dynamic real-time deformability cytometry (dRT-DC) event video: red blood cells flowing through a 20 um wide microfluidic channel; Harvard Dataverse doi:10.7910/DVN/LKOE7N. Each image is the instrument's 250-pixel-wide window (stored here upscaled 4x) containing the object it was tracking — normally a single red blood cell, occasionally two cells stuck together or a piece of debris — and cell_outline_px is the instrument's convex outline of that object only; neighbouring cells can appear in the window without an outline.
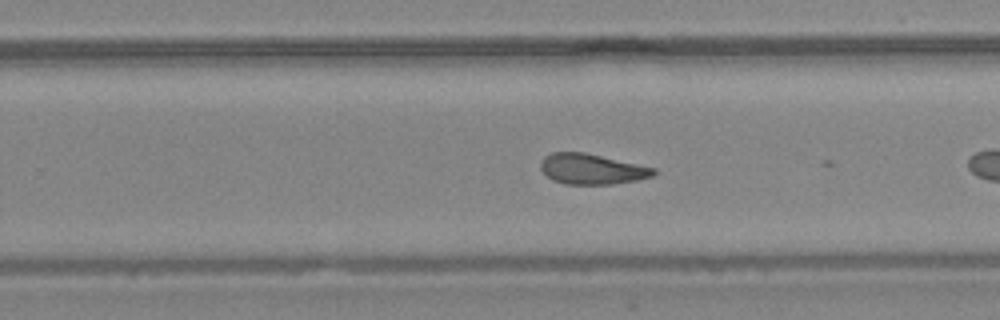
{"species": "common noctule bat (a hibernating species)", "species_latin": "Nyctalus noctula", "temperature_condition": "warm", "stored_images_in_passage": 10, "camera_frame_rate_fps": 3000, "um_per_image_px": 0.085, "animal": {"sex": "female", "body_mass_g": 24.6, "forearm_length_mm": 56.2}, "frame": {"image": 1, "passage_image": 9, "time_ms": 2.667, "image_size_px": [1000, 320], "cell_outline_px": [[656, 172], [652, 176], [636, 180], [612, 184], [564, 184], [552, 180], [540, 168], [540, 164], [544, 156], [552, 152], [584, 152], [656, 168]], "centroid_in_image_um": [50.28, 14.37], "position_along_channel_um": 279.5, "area_um2": 19.94}}